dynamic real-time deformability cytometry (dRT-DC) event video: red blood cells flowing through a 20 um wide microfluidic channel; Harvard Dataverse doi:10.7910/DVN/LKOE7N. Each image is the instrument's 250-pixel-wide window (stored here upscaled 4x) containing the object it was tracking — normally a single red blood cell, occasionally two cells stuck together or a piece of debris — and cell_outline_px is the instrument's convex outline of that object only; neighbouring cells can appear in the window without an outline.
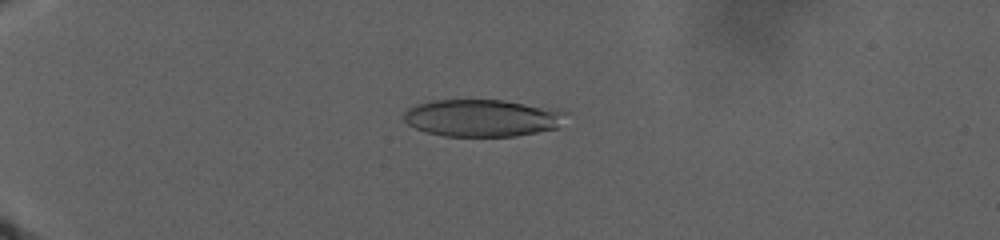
{"species": "human", "species_latin": "Homo sapiens", "temperature_condition": "warm", "stored_images_in_passage": 103, "camera_frame_rate_fps": 3000, "um_per_image_px": 0.085, "donor": {"sex": "male"}, "frame": {"image": 1, "passage_image": 34, "time_ms": 11.0, "image_size_px": [1000, 240], "cell_outline_px": [[568, 112], [560, 128], [516, 136], [444, 136], [428, 132], [416, 128], [408, 124], [404, 120], [404, 112], [408, 108], [416, 104], [432, 100], [504, 100], [560, 108]], "centroid_in_image_um": [41.08, 10.01], "position_along_channel_um": 43.9, "area_um2": 35.66}}
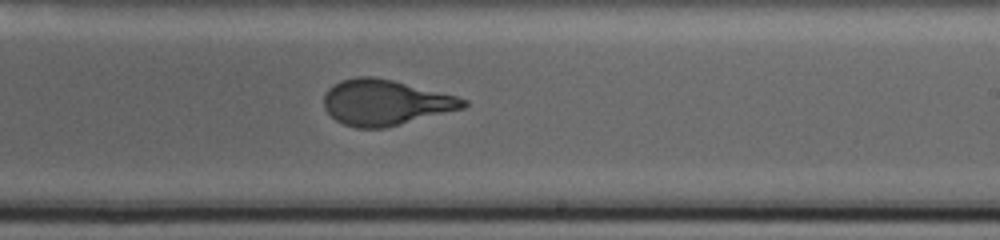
{"frame": {"image": 2, "passage_image": 75, "time_ms": 24.667, "image_size_px": [1000, 240], "cell_outline_px": [[468, 104], [464, 108], [384, 128], [356, 128], [344, 124], [336, 120], [324, 108], [324, 96], [328, 88], [340, 80], [356, 76], [372, 76], [392, 80], [456, 96], [468, 100]], "centroid_in_image_um": [32.73, 8.7], "position_along_channel_um": 256.3, "area_um2": 36.82}}
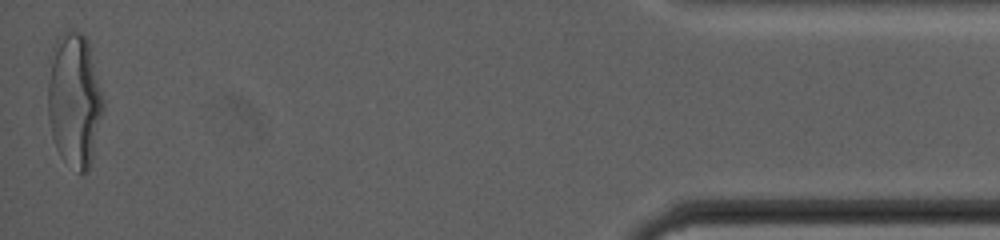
{"frame": {"image": 3, "passage_image": 103, "time_ms": 36.667, "image_size_px": [1000, 240], "cell_outline_px": [[104, 108], [88, 172], [80, 172], [60, 156], [56, 148], [52, 136], [48, 116], [48, 80], [52, 48], [56, 40], [72, 28], [84, 32], [88, 40], [104, 100]], "centroid_in_image_um": [6.32, 8.45], "position_along_channel_um": 428.9, "area_um2": 43.18}}